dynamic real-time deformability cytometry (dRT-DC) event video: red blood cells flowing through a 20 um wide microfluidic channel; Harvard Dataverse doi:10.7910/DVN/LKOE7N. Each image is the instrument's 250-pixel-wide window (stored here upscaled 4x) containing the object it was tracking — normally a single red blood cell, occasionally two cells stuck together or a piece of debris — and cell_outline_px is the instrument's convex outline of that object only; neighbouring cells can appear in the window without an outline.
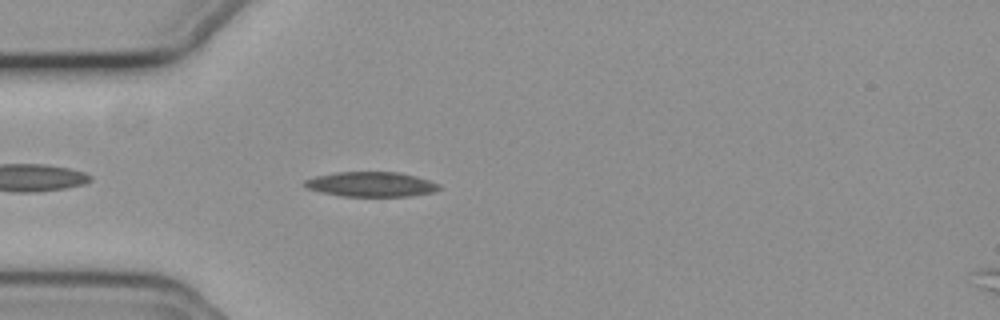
{"species": "common noctule bat (a hibernating species)", "species_latin": "Nyctalus noctula", "temperature_condition": "cold", "stored_images_in_passage": 42, "camera_frame_rate_fps": 3000, "um_per_image_px": 0.085, "animal": {"sex": "female", "body_mass_g": 19.3, "forearm_length_mm": 54.1}, "frame": {"image": 1, "passage_image": 4, "time_ms": 1.0, "image_size_px": [1000, 320], "cell_outline_px": [[440, 188], [432, 192], [408, 196], [340, 196], [320, 192], [308, 188], [300, 184], [304, 180], [316, 176], [336, 172], [400, 172], [416, 176], [440, 184]], "centroid_in_image_um": [31.5, 15.66], "position_along_channel_um": 53.5, "area_um2": 19.48}}
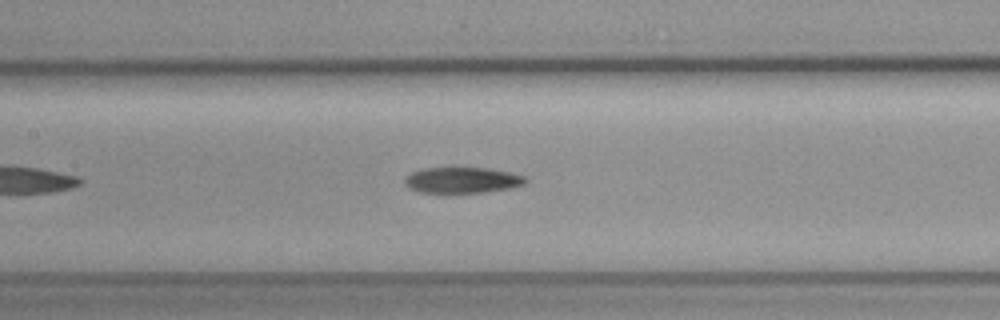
{"frame": {"image": 2, "passage_image": 14, "time_ms": 4.333, "image_size_px": [1000, 320], "cell_outline_px": [[528, 180], [524, 184], [508, 188], [484, 192], [448, 196], [420, 192], [408, 188], [404, 184], [404, 180], [412, 172], [424, 168], [456, 164], [488, 168], [528, 176]], "centroid_in_image_um": [39.23, 15.3], "position_along_channel_um": 168.2, "area_um2": 19.88}}
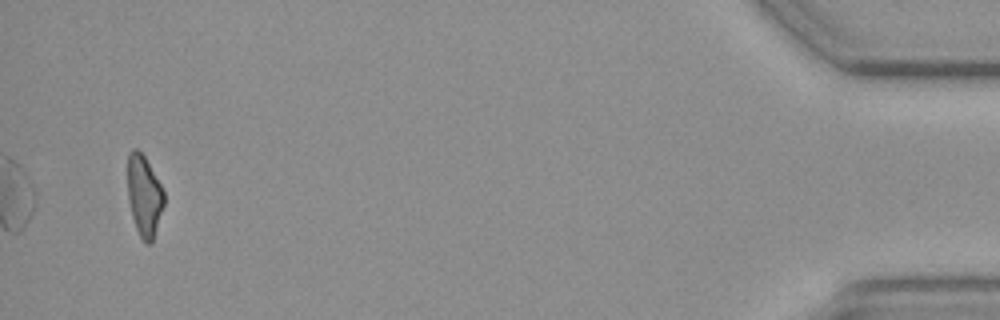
{"frame": {"image": 3, "passage_image": 42, "time_ms": 13.667, "image_size_px": [1000, 320], "cell_outline_px": [[164, 204], [152, 244], [148, 244], [140, 236], [136, 228], [132, 216], [128, 200], [128, 152], [132, 148], [136, 148], [144, 156], [160, 184], [164, 192]], "centroid_in_image_um": [12.25, 16.64], "position_along_channel_um": 423.0, "area_um2": 16.99}}